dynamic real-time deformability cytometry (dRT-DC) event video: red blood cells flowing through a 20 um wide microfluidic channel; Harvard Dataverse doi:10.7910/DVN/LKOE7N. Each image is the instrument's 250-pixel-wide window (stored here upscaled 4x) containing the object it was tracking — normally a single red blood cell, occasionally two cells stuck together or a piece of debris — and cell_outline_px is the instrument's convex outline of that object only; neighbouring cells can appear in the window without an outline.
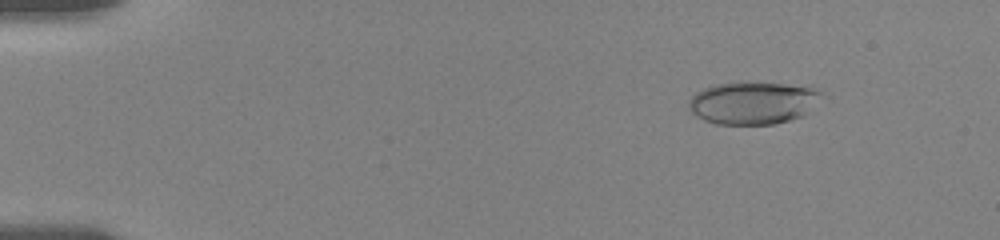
{"species": "human", "species_latin": "Homo sapiens", "temperature_condition": "room temperature", "stored_images_in_passage": 56, "camera_frame_rate_fps": 3000, "um_per_image_px": 0.085, "donor": {"sex": "female"}, "frame": {"image": 1, "passage_image": 7, "time_ms": 2.0, "image_size_px": [1000, 240], "cell_outline_px": [[824, 92], [800, 116], [788, 120], [772, 124], [716, 124], [704, 120], [696, 116], [688, 108], [688, 100], [696, 92], [704, 88], [716, 84], [784, 84], [816, 88]], "centroid_in_image_um": [63.92, 8.76], "position_along_channel_um": 21.1, "area_um2": 31.85}}
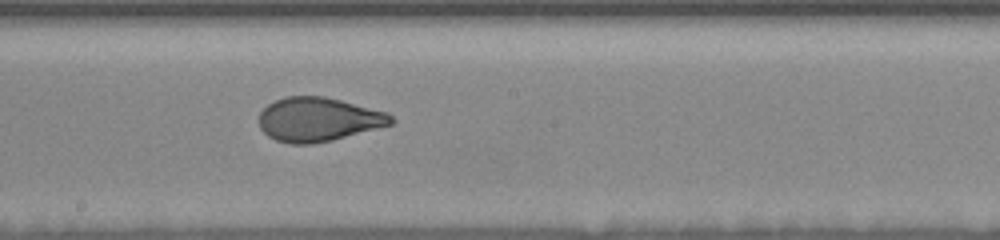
{"frame": {"image": 2, "passage_image": 32, "time_ms": 10.333, "image_size_px": [1000, 240], "cell_outline_px": [[396, 120], [392, 124], [332, 140], [312, 144], [292, 144], [276, 140], [268, 136], [260, 128], [260, 112], [268, 104], [284, 96], [324, 96], [388, 112]], "centroid_in_image_um": [27.06, 10.15], "position_along_channel_um": 221.1, "area_um2": 33.76}}
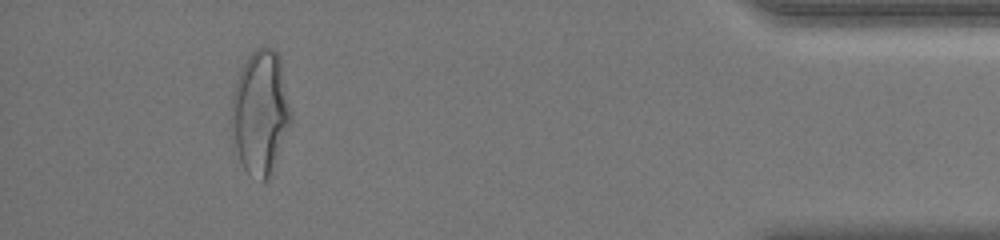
{"frame": {"image": 3, "passage_image": 52, "time_ms": 17.0, "image_size_px": [1000, 240], "cell_outline_px": [[292, 124], [272, 176], [268, 180], [260, 180], [248, 176], [240, 160], [232, 136], [232, 96], [236, 80], [248, 56], [256, 48], [272, 48], [280, 56], [292, 112]], "centroid_in_image_um": [22.18, 9.62], "position_along_channel_um": 413.0, "area_um2": 43.64}, "authors_computed_cell_mechanics": {"area_um2": 34.4777, "velocity_mm_per_s": 3.6294, "shape_relaxation_time_tau1_ms": 4.5923, "shape_relaxation_time_tau2_ms": null, "deformation_change_tau1": 0.1814, "deformation_change_tau2": null}}